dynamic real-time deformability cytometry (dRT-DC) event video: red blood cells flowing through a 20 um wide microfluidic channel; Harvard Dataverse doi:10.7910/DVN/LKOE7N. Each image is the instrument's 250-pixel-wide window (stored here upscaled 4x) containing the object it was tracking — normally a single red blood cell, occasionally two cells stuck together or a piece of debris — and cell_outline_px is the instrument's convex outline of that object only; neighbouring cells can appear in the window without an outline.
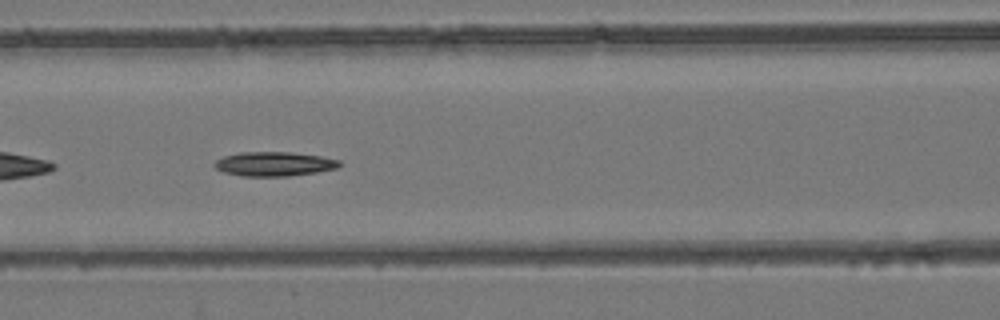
{"species": "common noctule bat (a hibernating species)", "species_latin": "Nyctalus noctula", "temperature_condition": "room temperature", "stored_images_in_passage": 37, "camera_frame_rate_fps": 3000, "um_per_image_px": 0.085, "animal": {"sex": "female", "body_mass_g": 24.6, "forearm_length_mm": 56.2}, "frame": {"image": 1, "passage_image": 7, "time_ms": 2.0, "image_size_px": [1000, 320], "cell_outline_px": [[340, 164], [336, 168], [316, 172], [288, 176], [240, 176], [224, 172], [216, 168], [212, 164], [216, 160], [224, 156], [240, 152], [288, 152], [320, 156], [340, 160]], "centroid_in_image_um": [23.26, 13.93], "position_along_channel_um": 143.3, "area_um2": 17.57}}
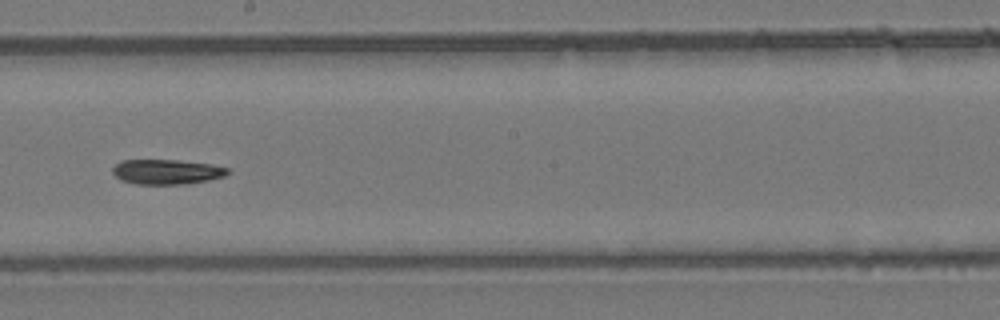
{"frame": {"image": 2, "passage_image": 14, "time_ms": 4.333, "image_size_px": [1000, 320], "cell_outline_px": [[228, 172], [224, 176], [208, 180], [184, 184], [136, 184], [120, 180], [112, 172], [112, 168], [120, 160], [176, 160], [212, 164], [228, 168]], "centroid_in_image_um": [14.14, 14.6], "position_along_channel_um": 234.1, "area_um2": 16.65}}
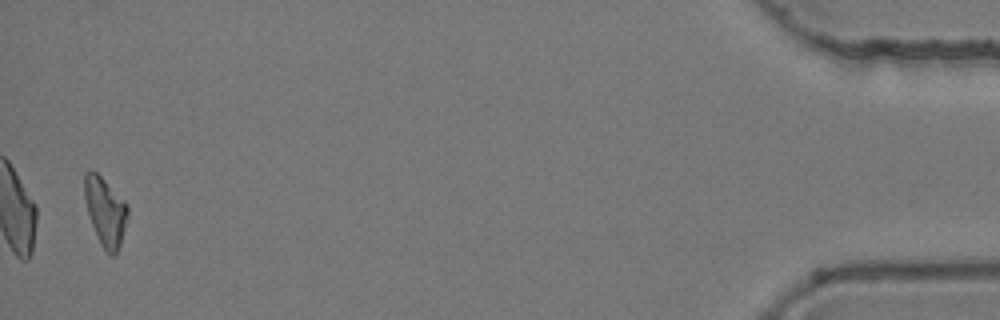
{"frame": {"image": 3, "passage_image": 36, "time_ms": 11.667, "image_size_px": [1000, 320], "cell_outline_px": [[128, 216], [120, 244], [116, 256], [112, 256], [100, 244], [92, 224], [84, 200], [84, 172], [96, 172], [128, 204]], "centroid_in_image_um": [8.95, 17.99], "position_along_channel_um": 426.2, "area_um2": 16.99}}